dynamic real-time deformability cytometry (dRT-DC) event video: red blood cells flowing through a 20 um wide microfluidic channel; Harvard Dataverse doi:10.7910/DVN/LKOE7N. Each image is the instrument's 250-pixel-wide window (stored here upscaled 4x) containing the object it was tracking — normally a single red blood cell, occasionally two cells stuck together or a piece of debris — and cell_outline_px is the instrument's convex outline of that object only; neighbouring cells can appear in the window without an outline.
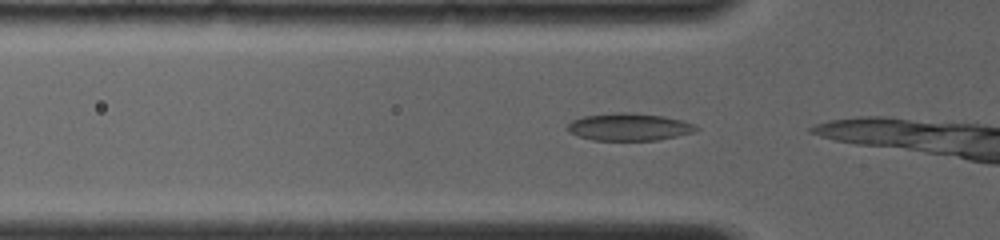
{"species": "common noctule bat (a hibernating species)", "species_latin": "Nyctalus noctula", "temperature_condition": "room temperature", "stored_images_in_passage": 10, "camera_frame_rate_fps": 4000, "um_per_image_px": 0.085, "animal": {"sex": "female", "body_mass_g": 19.0, "forearm_length_mm": 56.7}, "frame": {"image": 1, "passage_image": 3, "time_ms": 0.5, "image_size_px": [1000, 240], "cell_outline_px": [[700, 128], [696, 132], [656, 140], [592, 140], [568, 132], [564, 128], [572, 120], [584, 116], [616, 112], [628, 112], [664, 116], [684, 120]], "centroid_in_image_um": [53.47, 10.78], "position_along_channel_um": 72.3, "area_um2": 20.63}}
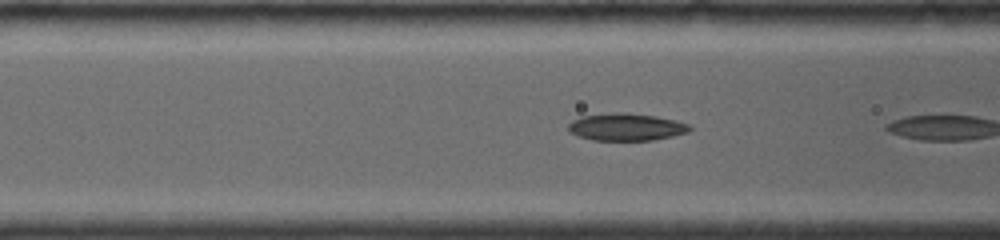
{"frame": {"image": 2, "passage_image": 8, "time_ms": 1.5, "image_size_px": [1000, 240], "cell_outline_px": [[692, 128], [688, 132], [672, 136], [652, 140], [592, 140], [568, 132], [568, 124], [572, 120], [580, 116], [612, 112], [628, 112], [656, 116], [676, 120], [688, 124]], "centroid_in_image_um": [53.2, 10.78], "position_along_channel_um": 113.4, "area_um2": 19.48}}